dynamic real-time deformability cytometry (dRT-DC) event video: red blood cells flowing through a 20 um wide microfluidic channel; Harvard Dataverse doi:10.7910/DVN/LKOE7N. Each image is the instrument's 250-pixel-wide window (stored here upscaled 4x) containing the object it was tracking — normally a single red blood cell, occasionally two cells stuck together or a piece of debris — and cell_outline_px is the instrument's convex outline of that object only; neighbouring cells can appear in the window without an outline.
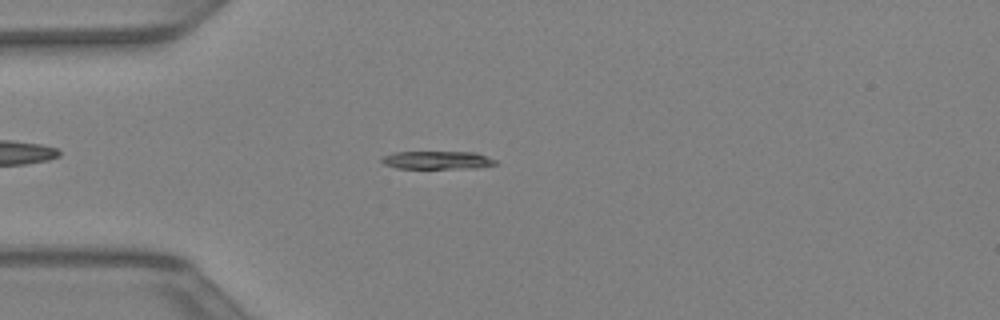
{"species": "Egyptian fruit bat (a non-hibernating species)", "species_latin": "Rousettus aegyptiacus", "temperature_condition": "warm", "stored_images_in_passage": 40, "camera_frame_rate_fps": 3000, "um_per_image_px": 0.085, "animal": {"sex": "female"}, "frame": {"image": 1, "passage_image": 9, "time_ms": 2.667, "image_size_px": [1000, 320], "cell_outline_px": [[500, 164], [476, 168], [396, 168], [384, 164], [380, 160], [384, 156], [392, 152], [476, 152], [496, 160]], "centroid_in_image_um": [37.2, 13.61], "position_along_channel_um": 47.8, "area_um2": 12.02}}
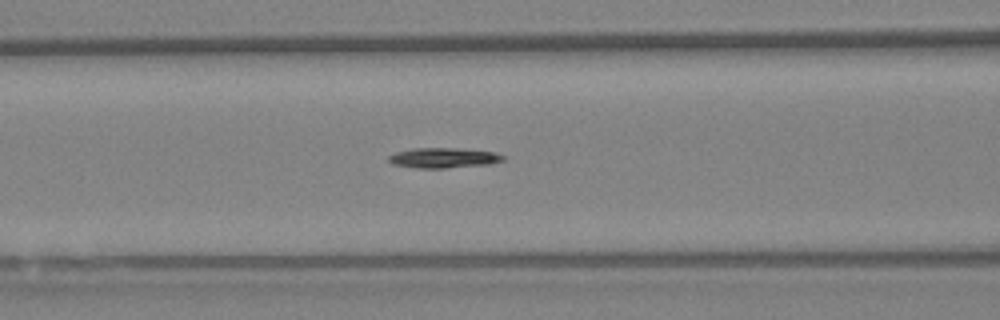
{"frame": {"image": 2, "passage_image": 15, "time_ms": 4.667, "image_size_px": [1000, 320], "cell_outline_px": [[504, 160], [488, 164], [444, 168], [416, 168], [392, 164], [388, 160], [388, 156], [396, 152], [412, 148], [456, 148], [496, 152], [504, 156]], "centroid_in_image_um": [37.67, 13.41], "position_along_channel_um": 128.9, "area_um2": 13.41}}
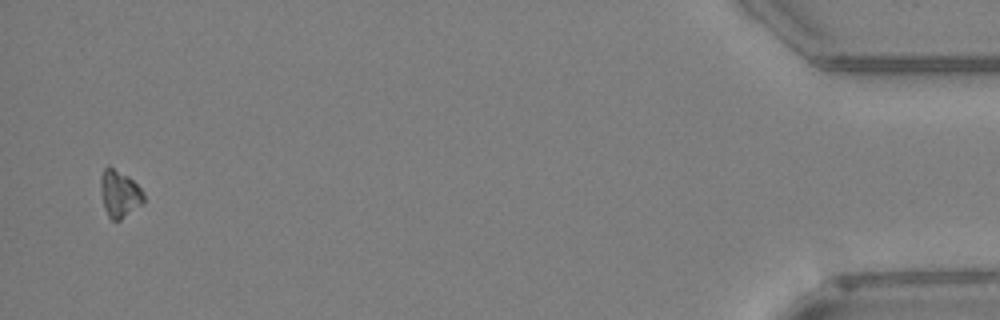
{"frame": {"image": 3, "passage_image": 39, "time_ms": 12.667, "image_size_px": [1000, 320], "cell_outline_px": [[144, 204], [120, 220], [112, 220], [108, 216], [104, 208], [100, 188], [100, 176], [104, 168], [112, 168], [128, 176], [144, 192]], "centroid_in_image_um": [10.17, 16.5], "position_along_channel_um": 425.0, "area_um2": 11.79}}